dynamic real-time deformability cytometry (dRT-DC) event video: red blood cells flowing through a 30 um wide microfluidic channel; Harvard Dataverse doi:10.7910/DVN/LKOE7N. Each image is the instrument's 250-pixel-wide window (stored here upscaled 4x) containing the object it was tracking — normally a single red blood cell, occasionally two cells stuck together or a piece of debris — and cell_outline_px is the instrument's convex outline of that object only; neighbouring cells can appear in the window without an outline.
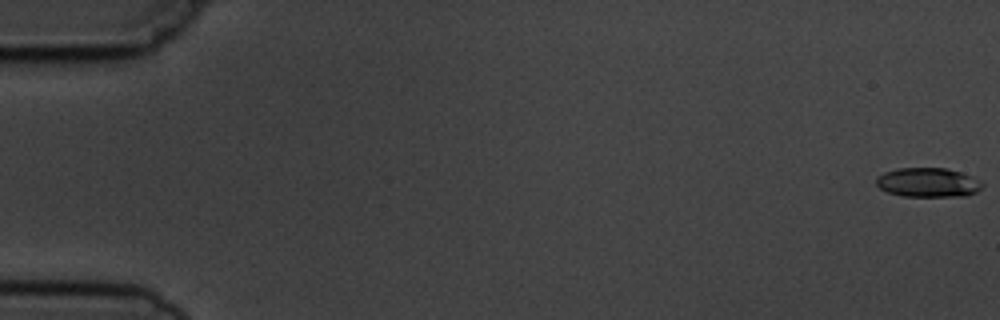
{"species": "common noctule bat (a hibernating species)", "species_latin": "Nyctalus noctula", "temperature_condition": "cold", "stored_images_in_passage": 6, "camera_frame_rate_fps": 3000, "um_per_image_px": 0.085, "animal": {"sex": "male", "body_mass_g": 19.5, "forearm_length_mm": 54.6}, "frame": {"image": 1, "passage_image": 1, "time_ms": 0.0, "image_size_px": [1000, 320], "cell_outline_px": [[984, 184], [976, 192], [964, 196], [904, 196], [888, 192], [880, 188], [876, 184], [876, 180], [884, 172], [900, 168], [948, 168], [960, 172], [980, 180]], "centroid_in_image_um": [78.9, 15.51], "position_along_channel_um": 6.1, "area_um2": 17.92}}
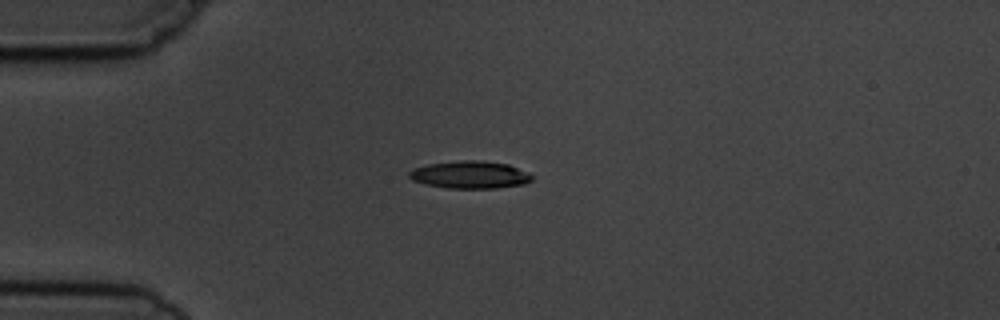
{"frame": {"image": 2, "passage_image": 5, "time_ms": 4.667, "image_size_px": [1000, 320], "cell_outline_px": [[532, 180], [524, 184], [496, 188], [448, 188], [424, 184], [412, 180], [408, 176], [408, 172], [412, 168], [428, 164], [460, 160], [480, 160], [508, 164], [528, 172], [532, 176]], "centroid_in_image_um": [39.92, 14.85], "position_along_channel_um": 45.1, "area_um2": 19.77}}